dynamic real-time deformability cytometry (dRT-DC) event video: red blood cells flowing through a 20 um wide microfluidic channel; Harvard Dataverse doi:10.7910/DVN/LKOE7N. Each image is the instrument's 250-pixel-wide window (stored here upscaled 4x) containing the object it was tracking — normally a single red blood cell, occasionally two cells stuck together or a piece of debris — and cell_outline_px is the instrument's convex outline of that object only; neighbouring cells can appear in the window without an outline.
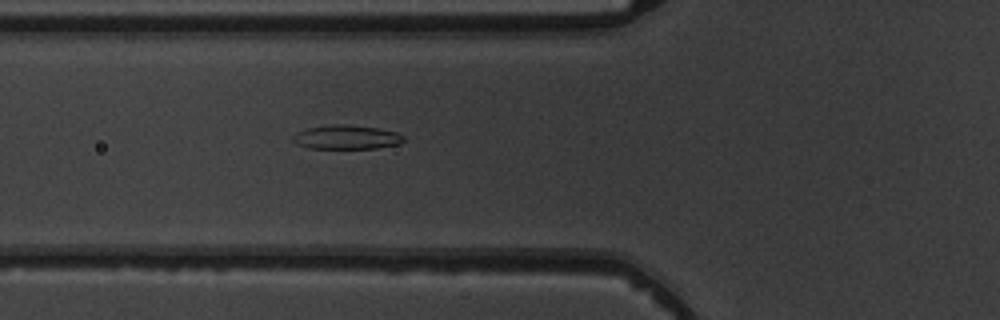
{"species": "common noctule bat (a hibernating species)", "species_latin": "Nyctalus noctula", "temperature_condition": "warm", "stored_images_in_passage": 5, "camera_frame_rate_fps": 3000, "um_per_image_px": 0.085, "animal": {"sex": "male", "body_mass_g": 19.5, "forearm_length_mm": 54.6}, "frame": {"image": 1, "passage_image": 5, "time_ms": 5.667, "image_size_px": [1000, 320], "cell_outline_px": [[404, 140], [400, 144], [376, 148], [308, 148], [296, 144], [292, 140], [292, 136], [296, 132], [308, 128], [332, 124], [348, 124], [376, 128], [396, 132], [404, 136]], "centroid_in_image_um": [29.43, 11.66], "position_along_channel_um": 96.4, "area_um2": 15.55}}